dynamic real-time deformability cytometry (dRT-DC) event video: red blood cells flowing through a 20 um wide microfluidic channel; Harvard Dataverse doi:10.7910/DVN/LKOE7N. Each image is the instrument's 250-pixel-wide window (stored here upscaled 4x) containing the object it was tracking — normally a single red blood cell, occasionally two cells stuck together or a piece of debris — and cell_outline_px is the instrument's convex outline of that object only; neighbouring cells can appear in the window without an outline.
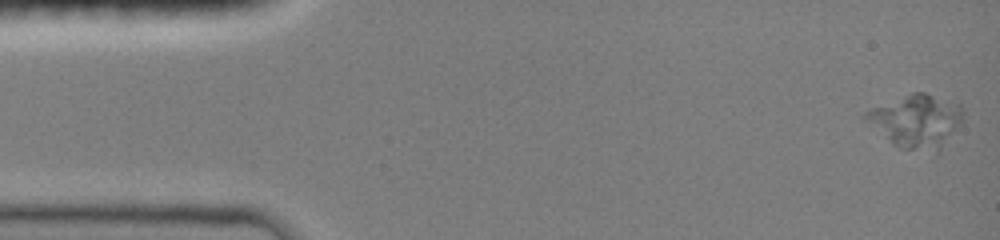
{"species": "common noctule bat (a hibernating species)", "species_latin": "Nyctalus noctula", "temperature_condition": "room temperature", "stored_images_in_passage": 48, "segment_of_instrument_passage": [1, 3], "camera_frame_rate_fps": 3000, "um_per_image_px": 0.085, "animal": {"sex": "female", "body_mass_g": 19.0, "forearm_length_mm": 51.5}, "frame": {"image": 1, "passage_image": 1, "time_ms": 0.0, "image_size_px": [1000, 240], "cell_outline_px": [[964, 116], [936, 156], [904, 148], [892, 144], [864, 120], [864, 112], [872, 108], [912, 92], [924, 92], [960, 104], [964, 108]], "centroid_in_image_um": [77.91, 10.32], "position_along_channel_um": 7.1, "area_um2": 30.23}}
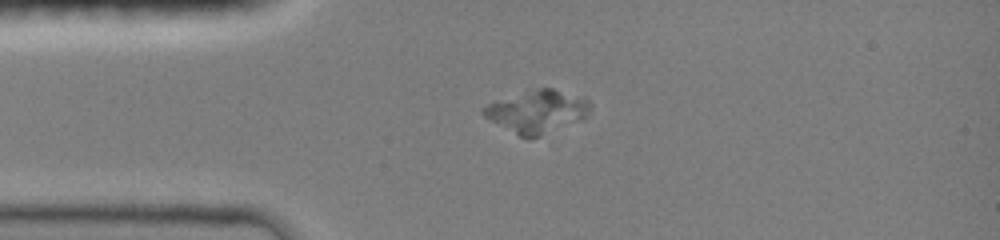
{"frame": {"image": 2, "passage_image": 11, "time_ms": 3.333, "image_size_px": [1000, 240], "cell_outline_px": [[588, 112], [584, 120], [536, 136], [520, 136], [484, 116], [480, 112], [488, 104], [540, 88], [552, 88], [584, 96], [588, 100]], "centroid_in_image_um": [45.72, 9.47], "position_along_channel_um": 39.3, "area_um2": 25.49}}
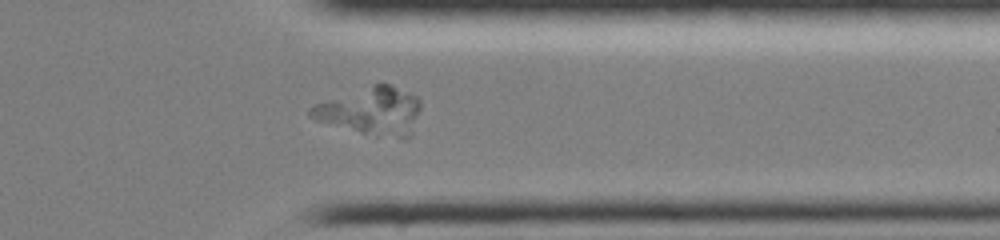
{"frame": {"image": 3, "passage_image": 38, "time_ms": 12.333, "image_size_px": [1000, 240], "cell_outline_px": [[420, 108], [412, 132], [408, 140], [404, 140], [376, 136], [312, 120], [308, 116], [308, 112], [316, 104], [376, 84], [392, 84], [416, 96], [420, 100]], "centroid_in_image_um": [31.6, 9.48], "position_along_channel_um": 379.8, "area_um2": 30.29}}